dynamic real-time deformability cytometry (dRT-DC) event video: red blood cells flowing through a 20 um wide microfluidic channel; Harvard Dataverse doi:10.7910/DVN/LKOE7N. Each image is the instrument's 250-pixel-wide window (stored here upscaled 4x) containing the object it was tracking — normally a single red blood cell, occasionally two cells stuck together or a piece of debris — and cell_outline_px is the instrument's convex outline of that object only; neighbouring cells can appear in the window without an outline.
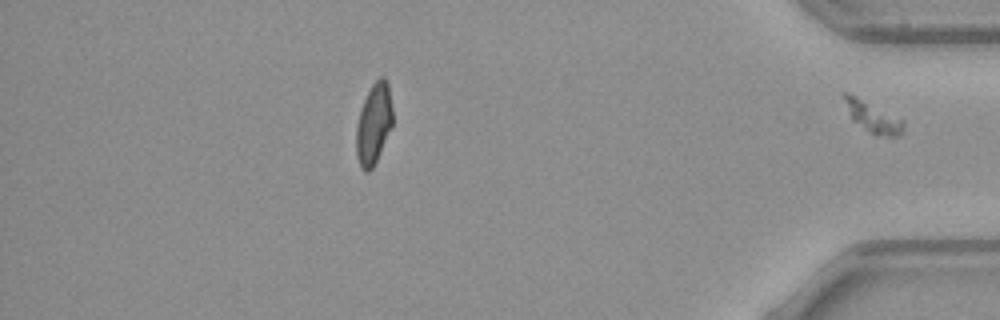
{"species": "common noctule bat (a hibernating species)", "species_latin": "Nyctalus noctula", "temperature_condition": "warm", "stored_images_in_passage": 44, "segment_of_instrument_passage": [2, 2], "camera_frame_rate_fps": 3000, "um_per_image_px": 0.085, "animal": {"sex": "female", "body_mass_g": 21.9}, "frame": {"image": 1, "passage_image": 44, "time_ms": 14.333, "image_size_px": [1000, 320], "cell_outline_px": [[904, 128], [900, 136], [876, 136], [868, 132], [852, 120], [840, 96], [844, 92], [848, 92], [904, 120]], "centroid_in_image_um": [74.15, 9.94], "position_along_channel_um": 361.1, "area_um2": 10.81}}